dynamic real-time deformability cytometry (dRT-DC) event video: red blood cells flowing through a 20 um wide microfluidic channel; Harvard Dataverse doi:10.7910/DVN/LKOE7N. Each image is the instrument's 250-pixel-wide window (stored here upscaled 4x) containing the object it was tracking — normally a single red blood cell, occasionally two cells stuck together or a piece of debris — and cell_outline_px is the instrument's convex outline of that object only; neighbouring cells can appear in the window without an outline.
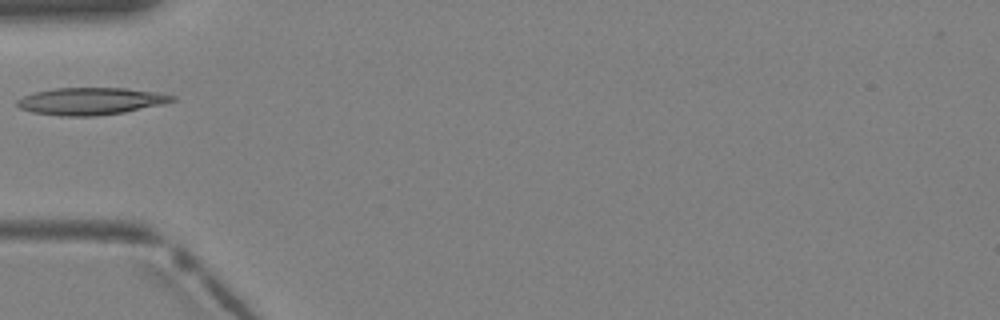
{"species": "Egyptian fruit bat (a non-hibernating species)", "species_latin": "Rousettus aegyptiacus", "temperature_condition": "warm", "stored_images_in_passage": 3, "camera_frame_rate_fps": 3000, "um_per_image_px": 0.085, "animal": {"sex": "female"}, "frame": {"image": 1, "passage_image": 3, "time_ms": 0.667, "image_size_px": [1000, 320], "cell_outline_px": [[176, 100], [164, 104], [124, 112], [96, 116], [68, 116], [32, 112], [20, 108], [16, 104], [16, 100], [32, 92], [56, 88], [124, 88], [160, 92], [176, 96]], "centroid_in_image_um": [7.74, 8.59], "position_along_channel_um": 77.3, "area_um2": 24.62}}